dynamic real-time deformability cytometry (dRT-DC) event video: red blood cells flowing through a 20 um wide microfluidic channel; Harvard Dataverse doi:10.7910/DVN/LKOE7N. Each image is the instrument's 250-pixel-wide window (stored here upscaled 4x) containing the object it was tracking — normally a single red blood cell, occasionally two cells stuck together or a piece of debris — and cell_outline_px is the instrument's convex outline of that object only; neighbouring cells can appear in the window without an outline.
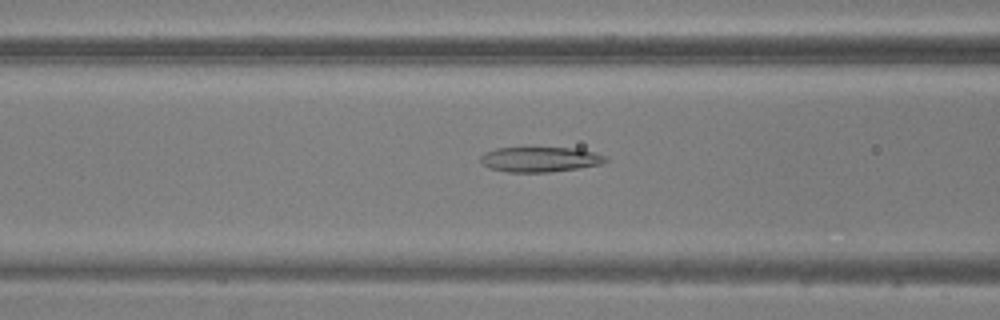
{"species": "common noctule bat (a hibernating species)", "species_latin": "Nyctalus noctula", "temperature_condition": "warm", "stored_images_in_passage": 33, "camera_frame_rate_fps": 3000, "um_per_image_px": 0.085, "animal": {"sex": "male", "body_mass_g": 20.5, "forearm_length_mm": 52.5}, "frame": {"image": 1, "passage_image": 8, "time_ms": 2.333, "image_size_px": [1000, 320], "cell_outline_px": [[608, 160], [604, 164], [580, 168], [548, 172], [508, 172], [488, 168], [480, 160], [480, 156], [484, 152], [496, 148], [524, 144], [576, 148], [596, 152], [608, 156]], "centroid_in_image_um": [45.91, 13.48], "position_along_channel_um": 120.7, "area_um2": 19.65}}
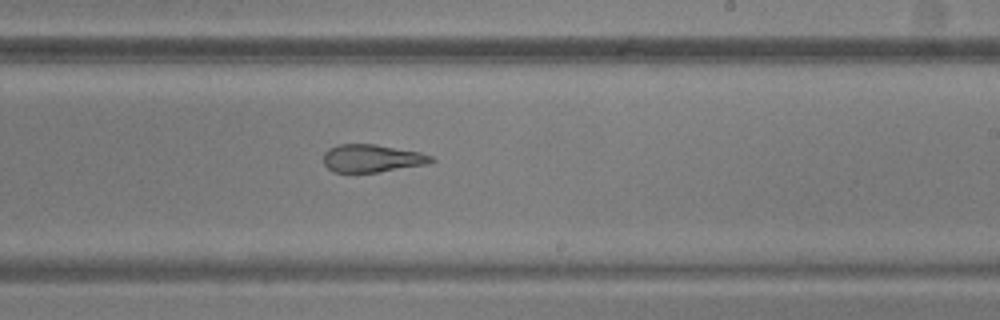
{"frame": {"image": 2, "passage_image": 18, "time_ms": 5.667, "image_size_px": [1000, 320], "cell_outline_px": [[436, 160], [428, 164], [376, 172], [332, 172], [324, 164], [324, 152], [328, 148], [340, 144], [376, 144], [420, 152], [432, 156]], "centroid_in_image_um": [31.62, 13.45], "position_along_channel_um": 257.4, "area_um2": 17.46}}
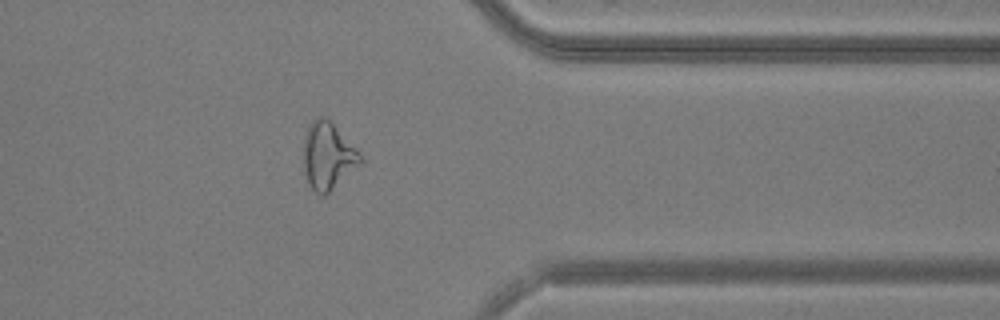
{"frame": {"image": 3, "passage_image": 28, "time_ms": 9.0, "image_size_px": [1000, 320], "cell_outline_px": [[364, 160], [360, 164], [324, 196], [320, 196], [308, 184], [304, 172], [304, 136], [312, 120], [316, 116], [324, 116], [360, 152]], "centroid_in_image_um": [27.86, 13.26], "position_along_channel_um": 383.5, "area_um2": 21.91}}